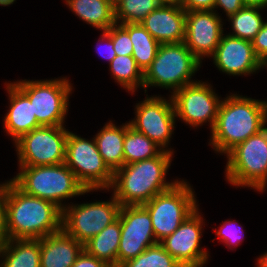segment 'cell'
<instances>
[{
	"mask_svg": "<svg viewBox=\"0 0 267 267\" xmlns=\"http://www.w3.org/2000/svg\"><path fill=\"white\" fill-rule=\"evenodd\" d=\"M6 226L9 239H41L62 229V209L30 196L12 181L5 183Z\"/></svg>",
	"mask_w": 267,
	"mask_h": 267,
	"instance_id": "obj_1",
	"label": "cell"
},
{
	"mask_svg": "<svg viewBox=\"0 0 267 267\" xmlns=\"http://www.w3.org/2000/svg\"><path fill=\"white\" fill-rule=\"evenodd\" d=\"M267 102L231 95L221 101L212 128V142L217 152L227 154L238 144L265 128Z\"/></svg>",
	"mask_w": 267,
	"mask_h": 267,
	"instance_id": "obj_2",
	"label": "cell"
},
{
	"mask_svg": "<svg viewBox=\"0 0 267 267\" xmlns=\"http://www.w3.org/2000/svg\"><path fill=\"white\" fill-rule=\"evenodd\" d=\"M173 152L164 150L159 156L123 165L113 173L114 197L121 206L143 205L158 193L170 189L175 182H165Z\"/></svg>",
	"mask_w": 267,
	"mask_h": 267,
	"instance_id": "obj_3",
	"label": "cell"
},
{
	"mask_svg": "<svg viewBox=\"0 0 267 267\" xmlns=\"http://www.w3.org/2000/svg\"><path fill=\"white\" fill-rule=\"evenodd\" d=\"M22 170L11 181L25 194L49 200L61 209V200L91 191L77 180L65 164L46 166H20Z\"/></svg>",
	"mask_w": 267,
	"mask_h": 267,
	"instance_id": "obj_4",
	"label": "cell"
},
{
	"mask_svg": "<svg viewBox=\"0 0 267 267\" xmlns=\"http://www.w3.org/2000/svg\"><path fill=\"white\" fill-rule=\"evenodd\" d=\"M200 63L184 42L160 44L155 59L143 73V88L160 86L175 92L194 83L191 76Z\"/></svg>",
	"mask_w": 267,
	"mask_h": 267,
	"instance_id": "obj_5",
	"label": "cell"
},
{
	"mask_svg": "<svg viewBox=\"0 0 267 267\" xmlns=\"http://www.w3.org/2000/svg\"><path fill=\"white\" fill-rule=\"evenodd\" d=\"M226 178L236 186L263 191L267 184V128L227 153Z\"/></svg>",
	"mask_w": 267,
	"mask_h": 267,
	"instance_id": "obj_6",
	"label": "cell"
},
{
	"mask_svg": "<svg viewBox=\"0 0 267 267\" xmlns=\"http://www.w3.org/2000/svg\"><path fill=\"white\" fill-rule=\"evenodd\" d=\"M143 206L148 210L157 242L171 235L196 209L191 186L177 181L170 189L158 193Z\"/></svg>",
	"mask_w": 267,
	"mask_h": 267,
	"instance_id": "obj_7",
	"label": "cell"
},
{
	"mask_svg": "<svg viewBox=\"0 0 267 267\" xmlns=\"http://www.w3.org/2000/svg\"><path fill=\"white\" fill-rule=\"evenodd\" d=\"M65 164L85 189L109 190L113 183V172L104 163L95 139L91 142L68 131Z\"/></svg>",
	"mask_w": 267,
	"mask_h": 267,
	"instance_id": "obj_8",
	"label": "cell"
},
{
	"mask_svg": "<svg viewBox=\"0 0 267 267\" xmlns=\"http://www.w3.org/2000/svg\"><path fill=\"white\" fill-rule=\"evenodd\" d=\"M14 84L29 98L40 126L63 125L72 91L68 80H23Z\"/></svg>",
	"mask_w": 267,
	"mask_h": 267,
	"instance_id": "obj_9",
	"label": "cell"
},
{
	"mask_svg": "<svg viewBox=\"0 0 267 267\" xmlns=\"http://www.w3.org/2000/svg\"><path fill=\"white\" fill-rule=\"evenodd\" d=\"M68 131L63 125L40 126L15 141L19 166H46L65 163Z\"/></svg>",
	"mask_w": 267,
	"mask_h": 267,
	"instance_id": "obj_10",
	"label": "cell"
},
{
	"mask_svg": "<svg viewBox=\"0 0 267 267\" xmlns=\"http://www.w3.org/2000/svg\"><path fill=\"white\" fill-rule=\"evenodd\" d=\"M121 205L112 201L84 203L62 209V229L83 245L118 219Z\"/></svg>",
	"mask_w": 267,
	"mask_h": 267,
	"instance_id": "obj_11",
	"label": "cell"
},
{
	"mask_svg": "<svg viewBox=\"0 0 267 267\" xmlns=\"http://www.w3.org/2000/svg\"><path fill=\"white\" fill-rule=\"evenodd\" d=\"M118 218L121 225V238L117 253V267H120L158 242L153 232L151 216L143 205L121 206Z\"/></svg>",
	"mask_w": 267,
	"mask_h": 267,
	"instance_id": "obj_12",
	"label": "cell"
},
{
	"mask_svg": "<svg viewBox=\"0 0 267 267\" xmlns=\"http://www.w3.org/2000/svg\"><path fill=\"white\" fill-rule=\"evenodd\" d=\"M210 87L205 82L194 81L173 92L171 98L176 117L194 127L210 121L212 130L221 101Z\"/></svg>",
	"mask_w": 267,
	"mask_h": 267,
	"instance_id": "obj_13",
	"label": "cell"
},
{
	"mask_svg": "<svg viewBox=\"0 0 267 267\" xmlns=\"http://www.w3.org/2000/svg\"><path fill=\"white\" fill-rule=\"evenodd\" d=\"M136 119L129 125L156 143L162 150L169 143L175 124V109L170 102L161 97H147L136 106Z\"/></svg>",
	"mask_w": 267,
	"mask_h": 267,
	"instance_id": "obj_14",
	"label": "cell"
},
{
	"mask_svg": "<svg viewBox=\"0 0 267 267\" xmlns=\"http://www.w3.org/2000/svg\"><path fill=\"white\" fill-rule=\"evenodd\" d=\"M197 210L159 242L183 267H202L208 259L207 252L199 247L203 219Z\"/></svg>",
	"mask_w": 267,
	"mask_h": 267,
	"instance_id": "obj_15",
	"label": "cell"
},
{
	"mask_svg": "<svg viewBox=\"0 0 267 267\" xmlns=\"http://www.w3.org/2000/svg\"><path fill=\"white\" fill-rule=\"evenodd\" d=\"M220 16L214 10L186 12L185 45L201 62L214 54L223 35Z\"/></svg>",
	"mask_w": 267,
	"mask_h": 267,
	"instance_id": "obj_16",
	"label": "cell"
},
{
	"mask_svg": "<svg viewBox=\"0 0 267 267\" xmlns=\"http://www.w3.org/2000/svg\"><path fill=\"white\" fill-rule=\"evenodd\" d=\"M212 56L219 70L233 76L248 75L264 66L255 55L251 41L230 35H222Z\"/></svg>",
	"mask_w": 267,
	"mask_h": 267,
	"instance_id": "obj_17",
	"label": "cell"
},
{
	"mask_svg": "<svg viewBox=\"0 0 267 267\" xmlns=\"http://www.w3.org/2000/svg\"><path fill=\"white\" fill-rule=\"evenodd\" d=\"M141 24L160 44L182 43L185 40L186 11L178 6L160 5Z\"/></svg>",
	"mask_w": 267,
	"mask_h": 267,
	"instance_id": "obj_18",
	"label": "cell"
},
{
	"mask_svg": "<svg viewBox=\"0 0 267 267\" xmlns=\"http://www.w3.org/2000/svg\"><path fill=\"white\" fill-rule=\"evenodd\" d=\"M84 245L63 229L40 239V267H72Z\"/></svg>",
	"mask_w": 267,
	"mask_h": 267,
	"instance_id": "obj_19",
	"label": "cell"
},
{
	"mask_svg": "<svg viewBox=\"0 0 267 267\" xmlns=\"http://www.w3.org/2000/svg\"><path fill=\"white\" fill-rule=\"evenodd\" d=\"M10 99V109L4 119V126L13 140L29 133L34 128L40 127L29 98L14 84H7Z\"/></svg>",
	"mask_w": 267,
	"mask_h": 267,
	"instance_id": "obj_20",
	"label": "cell"
},
{
	"mask_svg": "<svg viewBox=\"0 0 267 267\" xmlns=\"http://www.w3.org/2000/svg\"><path fill=\"white\" fill-rule=\"evenodd\" d=\"M125 132L126 124L118 128L110 121L94 138L104 163L113 173L124 165Z\"/></svg>",
	"mask_w": 267,
	"mask_h": 267,
	"instance_id": "obj_21",
	"label": "cell"
},
{
	"mask_svg": "<svg viewBox=\"0 0 267 267\" xmlns=\"http://www.w3.org/2000/svg\"><path fill=\"white\" fill-rule=\"evenodd\" d=\"M71 11L97 29L107 31L115 21V8L110 0H66Z\"/></svg>",
	"mask_w": 267,
	"mask_h": 267,
	"instance_id": "obj_22",
	"label": "cell"
},
{
	"mask_svg": "<svg viewBox=\"0 0 267 267\" xmlns=\"http://www.w3.org/2000/svg\"><path fill=\"white\" fill-rule=\"evenodd\" d=\"M121 238V225L118 218L100 233L84 244V250L91 256L104 261L110 267H117V253Z\"/></svg>",
	"mask_w": 267,
	"mask_h": 267,
	"instance_id": "obj_23",
	"label": "cell"
},
{
	"mask_svg": "<svg viewBox=\"0 0 267 267\" xmlns=\"http://www.w3.org/2000/svg\"><path fill=\"white\" fill-rule=\"evenodd\" d=\"M1 254L0 267H40V239H10Z\"/></svg>",
	"mask_w": 267,
	"mask_h": 267,
	"instance_id": "obj_24",
	"label": "cell"
},
{
	"mask_svg": "<svg viewBox=\"0 0 267 267\" xmlns=\"http://www.w3.org/2000/svg\"><path fill=\"white\" fill-rule=\"evenodd\" d=\"M129 33L132 45V56L137 66L144 73L155 59L160 43L142 26L141 23L121 24Z\"/></svg>",
	"mask_w": 267,
	"mask_h": 267,
	"instance_id": "obj_25",
	"label": "cell"
},
{
	"mask_svg": "<svg viewBox=\"0 0 267 267\" xmlns=\"http://www.w3.org/2000/svg\"><path fill=\"white\" fill-rule=\"evenodd\" d=\"M123 148L124 165L157 157L164 151L146 135L134 130L129 123L126 124Z\"/></svg>",
	"mask_w": 267,
	"mask_h": 267,
	"instance_id": "obj_26",
	"label": "cell"
},
{
	"mask_svg": "<svg viewBox=\"0 0 267 267\" xmlns=\"http://www.w3.org/2000/svg\"><path fill=\"white\" fill-rule=\"evenodd\" d=\"M259 9L262 8L244 6L235 14L228 16L229 20L232 21L234 31L233 34L229 35L252 42L265 23L258 12Z\"/></svg>",
	"mask_w": 267,
	"mask_h": 267,
	"instance_id": "obj_27",
	"label": "cell"
},
{
	"mask_svg": "<svg viewBox=\"0 0 267 267\" xmlns=\"http://www.w3.org/2000/svg\"><path fill=\"white\" fill-rule=\"evenodd\" d=\"M109 65L113 77L128 91L133 93L139 85L143 88V72L133 56H116Z\"/></svg>",
	"mask_w": 267,
	"mask_h": 267,
	"instance_id": "obj_28",
	"label": "cell"
},
{
	"mask_svg": "<svg viewBox=\"0 0 267 267\" xmlns=\"http://www.w3.org/2000/svg\"><path fill=\"white\" fill-rule=\"evenodd\" d=\"M160 6L158 0H121L115 6V21L118 24L141 23Z\"/></svg>",
	"mask_w": 267,
	"mask_h": 267,
	"instance_id": "obj_29",
	"label": "cell"
},
{
	"mask_svg": "<svg viewBox=\"0 0 267 267\" xmlns=\"http://www.w3.org/2000/svg\"><path fill=\"white\" fill-rule=\"evenodd\" d=\"M120 267H183L158 242Z\"/></svg>",
	"mask_w": 267,
	"mask_h": 267,
	"instance_id": "obj_30",
	"label": "cell"
},
{
	"mask_svg": "<svg viewBox=\"0 0 267 267\" xmlns=\"http://www.w3.org/2000/svg\"><path fill=\"white\" fill-rule=\"evenodd\" d=\"M115 23L105 31L112 39L116 56H132L133 45L128 31Z\"/></svg>",
	"mask_w": 267,
	"mask_h": 267,
	"instance_id": "obj_31",
	"label": "cell"
},
{
	"mask_svg": "<svg viewBox=\"0 0 267 267\" xmlns=\"http://www.w3.org/2000/svg\"><path fill=\"white\" fill-rule=\"evenodd\" d=\"M235 223V221H225L223 223V226L221 225L220 229L216 231V235L218 237H221V241L225 242L226 246H230L233 244L237 246L238 244H240L239 241L242 240L240 231L243 230H241V227H236Z\"/></svg>",
	"mask_w": 267,
	"mask_h": 267,
	"instance_id": "obj_32",
	"label": "cell"
},
{
	"mask_svg": "<svg viewBox=\"0 0 267 267\" xmlns=\"http://www.w3.org/2000/svg\"><path fill=\"white\" fill-rule=\"evenodd\" d=\"M254 53L260 62L267 66V22L264 23L252 41Z\"/></svg>",
	"mask_w": 267,
	"mask_h": 267,
	"instance_id": "obj_33",
	"label": "cell"
},
{
	"mask_svg": "<svg viewBox=\"0 0 267 267\" xmlns=\"http://www.w3.org/2000/svg\"><path fill=\"white\" fill-rule=\"evenodd\" d=\"M9 237L6 226L5 183L0 185V251L8 243Z\"/></svg>",
	"mask_w": 267,
	"mask_h": 267,
	"instance_id": "obj_34",
	"label": "cell"
},
{
	"mask_svg": "<svg viewBox=\"0 0 267 267\" xmlns=\"http://www.w3.org/2000/svg\"><path fill=\"white\" fill-rule=\"evenodd\" d=\"M72 267H110L104 261L89 255L85 250L78 256Z\"/></svg>",
	"mask_w": 267,
	"mask_h": 267,
	"instance_id": "obj_35",
	"label": "cell"
},
{
	"mask_svg": "<svg viewBox=\"0 0 267 267\" xmlns=\"http://www.w3.org/2000/svg\"><path fill=\"white\" fill-rule=\"evenodd\" d=\"M215 0H183L182 8L186 11L214 10Z\"/></svg>",
	"mask_w": 267,
	"mask_h": 267,
	"instance_id": "obj_36",
	"label": "cell"
},
{
	"mask_svg": "<svg viewBox=\"0 0 267 267\" xmlns=\"http://www.w3.org/2000/svg\"><path fill=\"white\" fill-rule=\"evenodd\" d=\"M222 7L227 16L235 14L244 7L242 0H215L214 9Z\"/></svg>",
	"mask_w": 267,
	"mask_h": 267,
	"instance_id": "obj_37",
	"label": "cell"
},
{
	"mask_svg": "<svg viewBox=\"0 0 267 267\" xmlns=\"http://www.w3.org/2000/svg\"><path fill=\"white\" fill-rule=\"evenodd\" d=\"M102 41L104 40L105 42H107V46H106V55H103V52L100 49H97L98 54H100L103 58L107 59L110 62L116 57V52L114 50V45H113V41L111 39V37L105 32L103 31L102 33V37H101ZM100 50V51H99Z\"/></svg>",
	"mask_w": 267,
	"mask_h": 267,
	"instance_id": "obj_38",
	"label": "cell"
},
{
	"mask_svg": "<svg viewBox=\"0 0 267 267\" xmlns=\"http://www.w3.org/2000/svg\"><path fill=\"white\" fill-rule=\"evenodd\" d=\"M242 2L244 6L259 7V8L267 7V0H242Z\"/></svg>",
	"mask_w": 267,
	"mask_h": 267,
	"instance_id": "obj_39",
	"label": "cell"
},
{
	"mask_svg": "<svg viewBox=\"0 0 267 267\" xmlns=\"http://www.w3.org/2000/svg\"><path fill=\"white\" fill-rule=\"evenodd\" d=\"M160 5L178 6L182 8L183 0H158Z\"/></svg>",
	"mask_w": 267,
	"mask_h": 267,
	"instance_id": "obj_40",
	"label": "cell"
},
{
	"mask_svg": "<svg viewBox=\"0 0 267 267\" xmlns=\"http://www.w3.org/2000/svg\"><path fill=\"white\" fill-rule=\"evenodd\" d=\"M258 267H267V253L259 258Z\"/></svg>",
	"mask_w": 267,
	"mask_h": 267,
	"instance_id": "obj_41",
	"label": "cell"
},
{
	"mask_svg": "<svg viewBox=\"0 0 267 267\" xmlns=\"http://www.w3.org/2000/svg\"><path fill=\"white\" fill-rule=\"evenodd\" d=\"M15 0H0V5H4V6H7V5H10V4H13Z\"/></svg>",
	"mask_w": 267,
	"mask_h": 267,
	"instance_id": "obj_42",
	"label": "cell"
},
{
	"mask_svg": "<svg viewBox=\"0 0 267 267\" xmlns=\"http://www.w3.org/2000/svg\"><path fill=\"white\" fill-rule=\"evenodd\" d=\"M121 0H110V2L115 6Z\"/></svg>",
	"mask_w": 267,
	"mask_h": 267,
	"instance_id": "obj_43",
	"label": "cell"
}]
</instances>
